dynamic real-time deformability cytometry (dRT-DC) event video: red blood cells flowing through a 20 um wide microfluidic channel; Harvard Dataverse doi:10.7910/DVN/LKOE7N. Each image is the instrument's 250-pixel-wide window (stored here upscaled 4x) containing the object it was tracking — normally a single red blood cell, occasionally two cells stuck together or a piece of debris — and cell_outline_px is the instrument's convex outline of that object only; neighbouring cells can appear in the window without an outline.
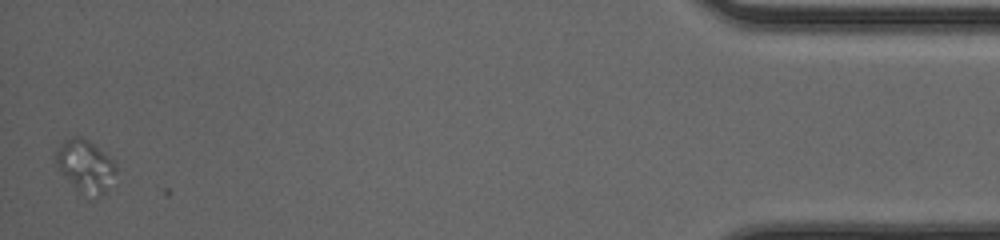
{"species": "human", "species_latin": "Homo sapiens", "temperature_condition": "cold", "stored_images_in_passage": 39, "camera_frame_rate_fps": 3000, "um_per_image_px": 0.085, "donor": {"sex": "male"}, "frame": {"image": 1, "passage_image": 39, "time_ms": 12.667, "image_size_px": [1000, 240], "cell_outline_px": [[116, 172], [104, 192], [88, 200], [60, 172], [56, 160], [56, 152], [60, 144], [64, 140], [72, 136], [80, 136], [88, 140], [108, 156], [116, 164]], "centroid_in_image_um": [7.24, 14.12], "position_along_channel_um": 428.0, "area_um2": 18.03}}